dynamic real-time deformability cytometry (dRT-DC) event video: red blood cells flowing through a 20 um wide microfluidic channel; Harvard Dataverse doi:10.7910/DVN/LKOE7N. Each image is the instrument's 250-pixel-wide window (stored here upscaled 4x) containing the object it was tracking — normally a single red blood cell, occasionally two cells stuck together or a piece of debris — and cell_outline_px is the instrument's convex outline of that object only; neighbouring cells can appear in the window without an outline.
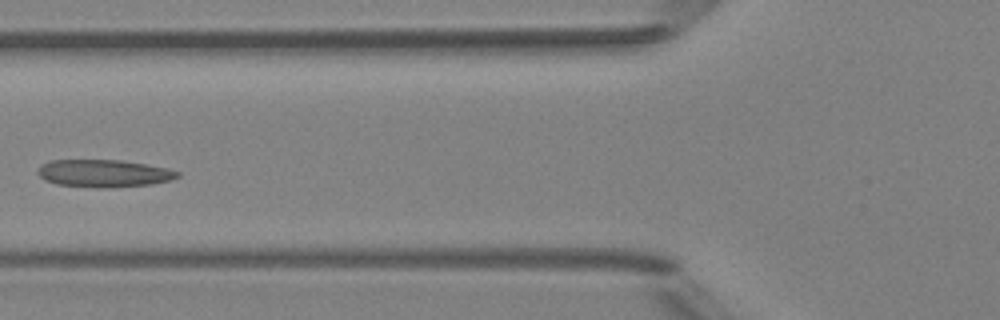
{"species": "Egyptian fruit bat (a non-hibernating species)", "species_latin": "Rousettus aegyptiacus", "temperature_condition": "room temperature", "stored_images_in_passage": 5, "camera_frame_rate_fps": 3000, "um_per_image_px": 0.085, "animal": {"sex": "female"}, "frame": {"image": 1, "passage_image": 5, "time_ms": 4.667, "image_size_px": [1000, 320], "cell_outline_px": [[180, 176], [172, 180], [152, 184], [104, 188], [96, 188], [56, 184], [44, 180], [36, 172], [40, 164], [48, 160], [120, 160], [168, 168], [180, 172]], "centroid_in_image_um": [8.8, 14.74], "position_along_channel_um": 117.0, "area_um2": 22.6}}